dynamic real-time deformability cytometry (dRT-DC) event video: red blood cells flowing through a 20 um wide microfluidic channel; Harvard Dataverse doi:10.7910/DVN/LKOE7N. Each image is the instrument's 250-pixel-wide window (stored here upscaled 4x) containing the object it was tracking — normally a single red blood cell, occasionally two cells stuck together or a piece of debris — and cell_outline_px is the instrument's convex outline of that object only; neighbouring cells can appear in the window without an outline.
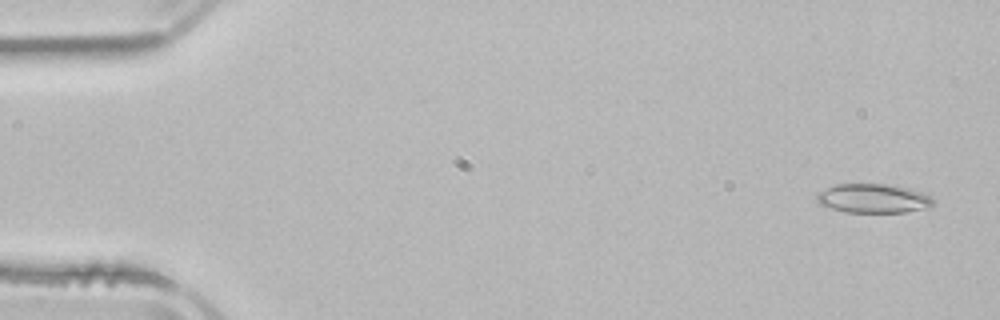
{"species": "common noctule bat (a hibernating species)", "species_latin": "Nyctalus noctula", "temperature_condition": "room temperature", "stored_images_in_passage": 5, "segment_of_instrument_passage": [2, 2], "camera_frame_rate_fps": 3000, "um_per_image_px": 0.085, "animal": {"sex": "male", "body_mass_g": 21.5, "forearm_length_mm": 52.0}, "frame": {"image": 1, "passage_image": 5, "time_ms": 6.0, "image_size_px": [1000, 320], "cell_outline_px": [[932, 208], [908, 212], [844, 212], [820, 204], [816, 200], [816, 196], [820, 192], [836, 184], [888, 184], [908, 188], [920, 192], [928, 196], [932, 200]], "centroid_in_image_um": [74.24, 16.87], "position_along_channel_um": 10.8, "area_um2": 19.59}}